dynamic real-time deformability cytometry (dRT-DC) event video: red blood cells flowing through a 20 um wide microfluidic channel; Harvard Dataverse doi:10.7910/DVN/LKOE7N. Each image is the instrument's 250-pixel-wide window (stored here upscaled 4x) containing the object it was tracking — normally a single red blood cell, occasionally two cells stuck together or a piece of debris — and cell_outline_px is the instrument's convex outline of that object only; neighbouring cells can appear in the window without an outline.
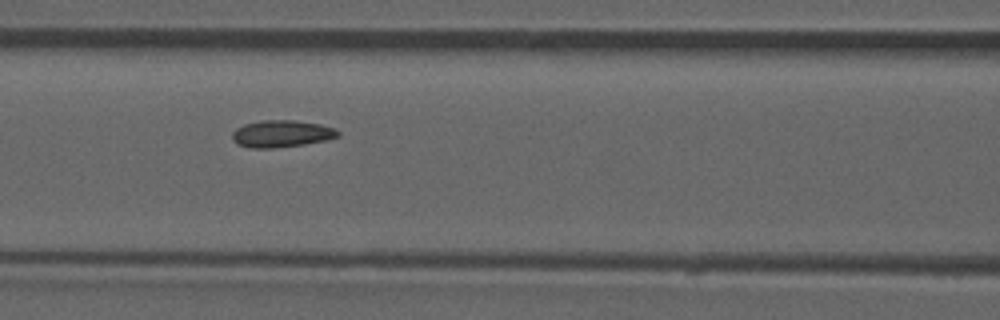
{"species": "common noctule bat (a hibernating species)", "species_latin": "Nyctalus noctula", "temperature_condition": "room temperature", "stored_images_in_passage": 53, "camera_frame_rate_fps": 3000, "um_per_image_px": 0.085, "animal": {"sex": "male", "forearm_length_mm": 52.5}, "frame": {"image": 1, "passage_image": 23, "time_ms": 7.333, "image_size_px": [1000, 320], "cell_outline_px": [[340, 136], [324, 140], [304, 144], [272, 148], [252, 148], [236, 144], [232, 140], [232, 132], [236, 128], [244, 124], [260, 120], [296, 120], [320, 124], [336, 128], [340, 132]], "centroid_in_image_um": [23.92, 11.36], "position_along_channel_um": 142.7, "area_um2": 16.76}, "authors_computed_cell_mechanics": {"area_um2": 16.2418, "velocity_mm_per_s": 3.9236, "shape_relaxation_time_tau1_ms": null, "shape_relaxation_time_tau2_ms": 2.6881, "deformation_change_tau1": null, "deformation_change_tau2": 0.0664}}